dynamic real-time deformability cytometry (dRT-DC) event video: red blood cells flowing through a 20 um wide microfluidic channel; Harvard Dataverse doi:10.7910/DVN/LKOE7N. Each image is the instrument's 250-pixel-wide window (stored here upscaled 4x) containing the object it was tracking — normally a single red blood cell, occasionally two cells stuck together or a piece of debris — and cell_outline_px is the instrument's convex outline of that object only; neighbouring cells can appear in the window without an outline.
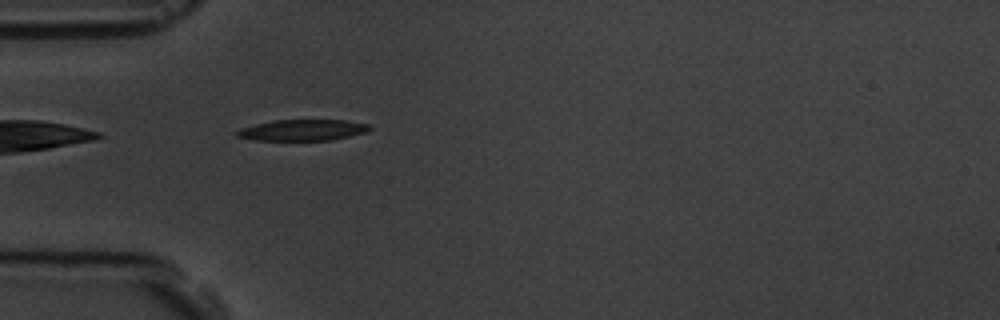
{"species": "common noctule bat (a hibernating species)", "species_latin": "Nyctalus noctula", "temperature_condition": "room temperature", "stored_images_in_passage": 3, "camera_frame_rate_fps": 3000, "um_per_image_px": 0.085, "animal": {"sex": "male", "body_mass_g": 19.5, "forearm_length_mm": 54.6}, "frame": {"image": 1, "passage_image": 3, "time_ms": 2.333, "image_size_px": [1000, 320], "cell_outline_px": [[372, 128], [368, 132], [332, 140], [256, 140], [236, 136], [232, 132], [240, 128], [272, 120], [344, 120], [368, 124]], "centroid_in_image_um": [25.71, 11.06], "position_along_channel_um": 59.3, "area_um2": 16.42}}